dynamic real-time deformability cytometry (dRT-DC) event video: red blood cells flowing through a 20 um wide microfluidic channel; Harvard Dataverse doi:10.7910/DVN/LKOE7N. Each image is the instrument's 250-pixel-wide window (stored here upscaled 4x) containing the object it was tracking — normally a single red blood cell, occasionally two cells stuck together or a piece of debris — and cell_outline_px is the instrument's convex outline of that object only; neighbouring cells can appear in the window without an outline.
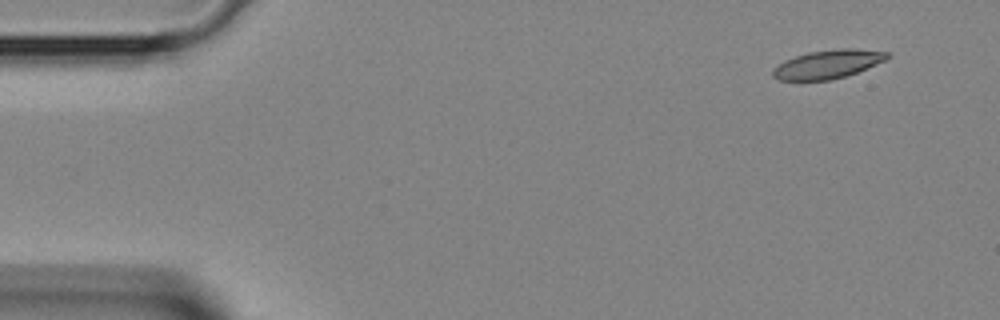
{"species": "Egyptian fruit bat (a non-hibernating species)", "species_latin": "Rousettus aegyptiacus", "temperature_condition": "room temperature", "stored_images_in_passage": 4, "camera_frame_rate_fps": 3000, "um_per_image_px": 0.085, "animal": {"sex": "female"}, "frame": {"image": 1, "passage_image": 1, "time_ms": 0.0, "image_size_px": [1000, 320], "cell_outline_px": [[892, 56], [884, 60], [856, 72], [832, 80], [776, 80], [772, 76], [772, 68], [784, 60], [808, 52], [836, 48], [856, 48], [888, 52]], "centroid_in_image_um": [70.32, 5.45], "position_along_channel_um": 14.7, "area_um2": 19.07}}